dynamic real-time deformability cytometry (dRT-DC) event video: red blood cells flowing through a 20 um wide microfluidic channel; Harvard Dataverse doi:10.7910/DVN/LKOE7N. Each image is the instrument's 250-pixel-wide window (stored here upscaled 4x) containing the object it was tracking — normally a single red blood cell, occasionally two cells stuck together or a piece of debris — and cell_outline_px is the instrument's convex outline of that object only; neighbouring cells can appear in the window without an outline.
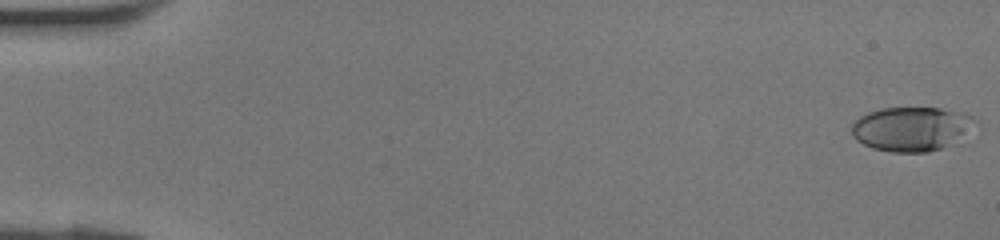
{"species": "human", "species_latin": "Homo sapiens", "temperature_condition": "room temperature", "stored_images_in_passage": 42, "camera_frame_rate_fps": 3000, "um_per_image_px": 0.085, "donor": {"sex": "female"}, "frame": {"image": 1, "passage_image": 1, "time_ms": 0.0, "image_size_px": [1000, 240], "cell_outline_px": [[980, 124], [940, 148], [928, 152], [892, 152], [872, 148], [856, 140], [852, 136], [852, 124], [860, 116], [868, 112], [880, 108], [940, 108], [964, 112], [980, 120]], "centroid_in_image_um": [77.48, 10.93], "position_along_channel_um": 7.5, "area_um2": 31.79}}
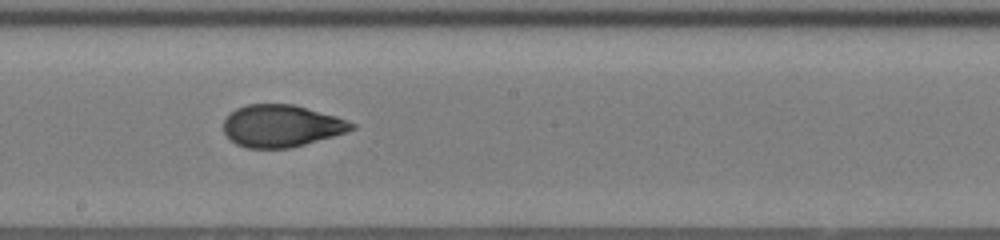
{"frame": {"image": 2, "passage_image": 24, "time_ms": 7.667, "image_size_px": [1000, 240], "cell_outline_px": [[356, 128], [332, 136], [304, 144], [288, 148], [248, 148], [236, 144], [224, 132], [224, 120], [236, 108], [248, 104], [292, 104], [336, 116], [356, 124]], "centroid_in_image_um": [23.91, 10.7], "position_along_channel_um": 224.3, "area_um2": 31.04}}
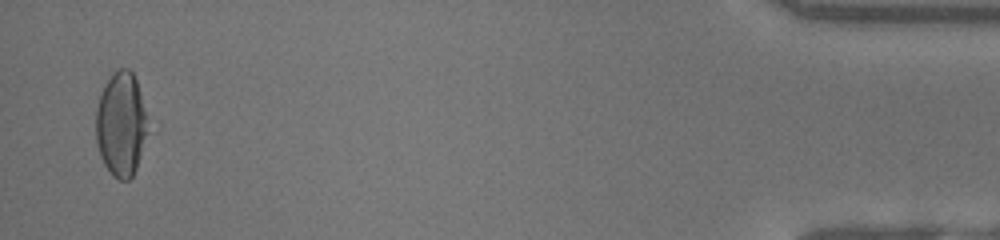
{"frame": {"image": 3, "passage_image": 41, "time_ms": 13.333, "image_size_px": [1000, 240], "cell_outline_px": [[144, 136], [136, 168], [132, 176], [128, 180], [120, 180], [112, 176], [104, 164], [100, 156], [96, 140], [96, 108], [104, 84], [112, 72], [120, 68], [128, 68], [132, 72], [136, 80], [144, 112]], "centroid_in_image_um": [10.21, 10.55], "position_along_channel_um": 425.0, "area_um2": 30.52}}